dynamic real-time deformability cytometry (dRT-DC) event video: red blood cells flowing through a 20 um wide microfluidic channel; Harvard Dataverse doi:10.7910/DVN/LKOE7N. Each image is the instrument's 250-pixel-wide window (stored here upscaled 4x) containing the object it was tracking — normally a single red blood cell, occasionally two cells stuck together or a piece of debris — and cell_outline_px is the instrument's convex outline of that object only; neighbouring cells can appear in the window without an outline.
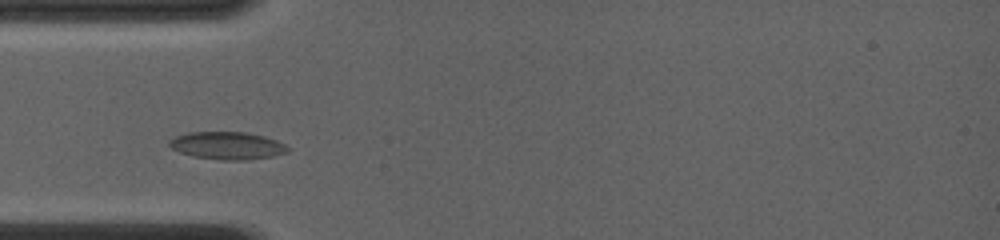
{"species": "common noctule bat (a hibernating species)", "species_latin": "Nyctalus noctula", "temperature_condition": "room temperature", "stored_images_in_passage": 51, "camera_frame_rate_fps": 4000, "um_per_image_px": 0.085, "animal": {"sex": "female", "body_mass_g": 19.0, "forearm_length_mm": 56.7}, "frame": {"image": 1, "passage_image": 7, "time_ms": 1.5, "image_size_px": [1000, 240], "cell_outline_px": [[288, 152], [272, 156], [244, 160], [220, 160], [192, 156], [180, 152], [172, 148], [168, 144], [168, 140], [176, 136], [188, 132], [244, 132], [264, 136], [276, 140], [284, 144], [288, 148]], "centroid_in_image_um": [19.29, 12.37], "position_along_channel_um": 65.7, "area_um2": 18.96}}
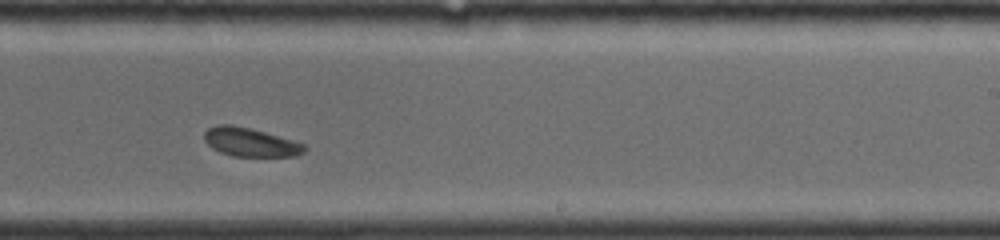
{"frame": {"image": 2, "passage_image": 36, "time_ms": 6.5, "image_size_px": [1000, 240], "cell_outline_px": [[308, 148], [304, 152], [296, 156], [232, 156], [220, 152], [212, 148], [204, 140], [204, 132], [208, 128], [220, 124], [232, 124], [264, 132], [292, 140], [304, 144]], "centroid_in_image_um": [21.27, 12.09], "position_along_channel_um": 267.7, "area_um2": 16.65}}
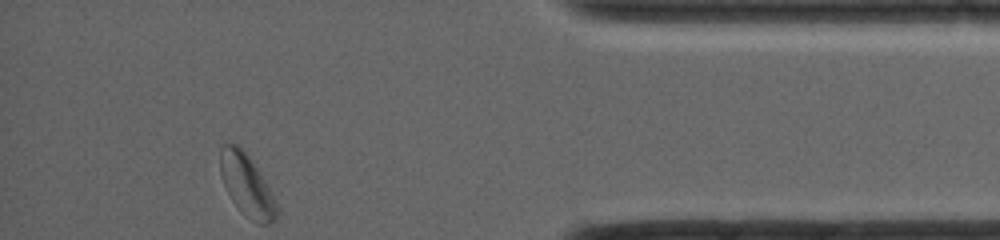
{"frame": {"image": 3, "passage_image": 51, "time_ms": 10.75, "image_size_px": [1000, 240], "cell_outline_px": [[280, 212], [276, 220], [268, 224], [260, 224], [244, 216], [240, 212], [232, 200], [220, 176], [220, 144], [236, 144], [248, 156], [264, 180], [280, 208]], "centroid_in_image_um": [20.99, 15.8], "position_along_channel_um": 414.2, "area_um2": 20.35}, "authors_computed_cell_mechanics": {"area_um2": 17.5712, "velocity_mm_per_s": 4.0395, "shape_relaxation_time_tau1_ms": 3.384, "shape_relaxation_time_tau2_ms": 3.8405, "deformation_change_tau1": 0.073, "deformation_change_tau2": 0.0855}}